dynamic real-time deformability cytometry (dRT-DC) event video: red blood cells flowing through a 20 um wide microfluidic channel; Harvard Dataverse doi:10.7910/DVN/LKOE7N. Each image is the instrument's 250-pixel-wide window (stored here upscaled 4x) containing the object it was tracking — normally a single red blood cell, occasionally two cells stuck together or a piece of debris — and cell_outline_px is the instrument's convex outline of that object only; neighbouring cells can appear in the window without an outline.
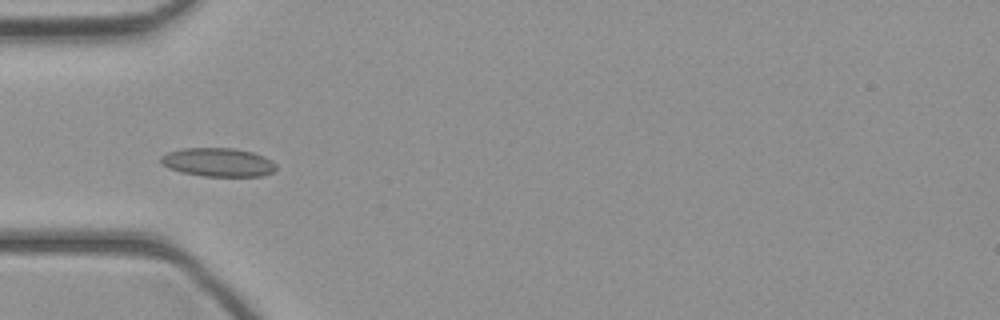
{"species": "common noctule bat (a hibernating species)", "species_latin": "Nyctalus noctula", "temperature_condition": "cold", "stored_images_in_passage": 31, "camera_frame_rate_fps": 3000, "um_per_image_px": 0.085, "animal": {"sex": "female", "body_mass_g": 21.9}, "frame": {"image": 1, "passage_image": 1, "time_ms": 0.0, "image_size_px": [1000, 320], "cell_outline_px": [[276, 168], [272, 172], [264, 176], [200, 176], [180, 172], [168, 168], [160, 164], [160, 156], [168, 152], [180, 148], [232, 148], [252, 152], [264, 156], [272, 160], [276, 164]], "centroid_in_image_um": [18.5, 13.79], "position_along_channel_um": 66.5, "area_um2": 19.48}}
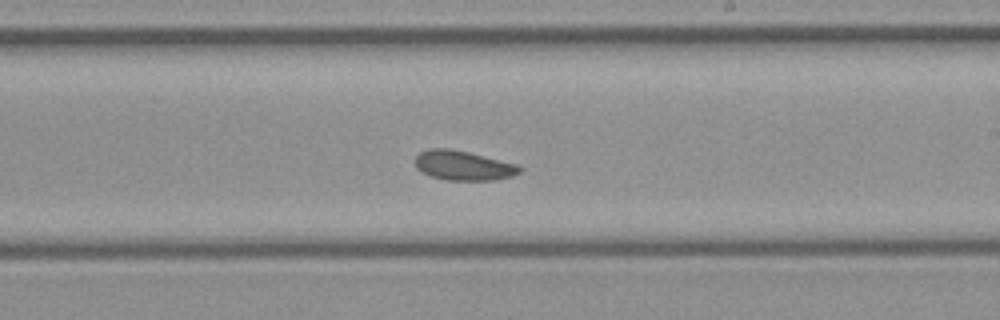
{"frame": {"image": 2, "passage_image": 13, "time_ms": 4.0, "image_size_px": [1000, 320], "cell_outline_px": [[524, 168], [520, 172], [512, 176], [496, 180], [448, 180], [432, 176], [416, 168], [416, 156], [420, 152], [428, 148], [448, 148], [468, 152], [516, 164]], "centroid_in_image_um": [39.4, 14.07], "position_along_channel_um": 249.6, "area_um2": 17.86}}
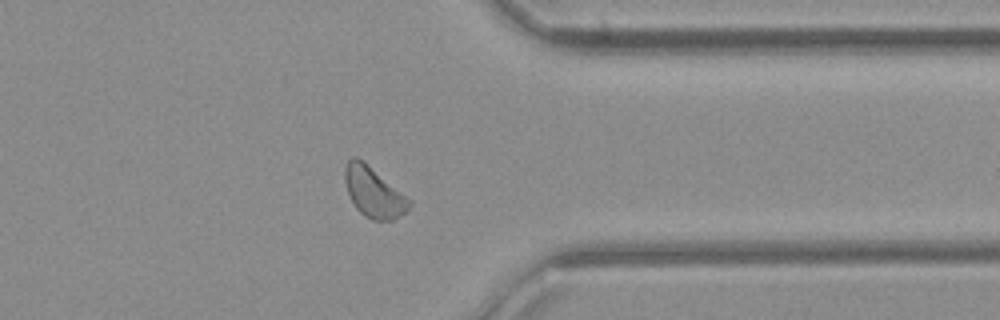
{"frame": {"image": 3, "passage_image": 22, "time_ms": 7.0, "image_size_px": [1000, 320], "cell_outline_px": [[412, 204], [404, 212], [392, 220], [372, 220], [360, 212], [356, 208], [348, 192], [344, 180], [344, 168], [348, 160], [352, 156], [356, 156], [364, 160], [412, 200]], "centroid_in_image_um": [31.75, 16.29], "position_along_channel_um": 379.6, "area_um2": 18.9}}